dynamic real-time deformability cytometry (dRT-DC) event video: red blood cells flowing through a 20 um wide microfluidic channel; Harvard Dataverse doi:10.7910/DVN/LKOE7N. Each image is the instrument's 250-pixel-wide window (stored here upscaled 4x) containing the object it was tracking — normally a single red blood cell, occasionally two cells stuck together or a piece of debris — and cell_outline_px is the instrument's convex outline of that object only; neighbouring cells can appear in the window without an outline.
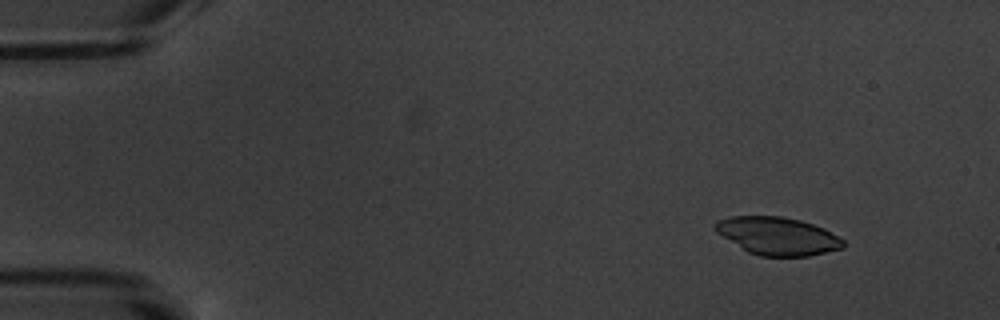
{"species": "common noctule bat (a hibernating species)", "species_latin": "Nyctalus noctula", "temperature_condition": "warm", "stored_images_in_passage": 6, "segment_of_instrument_passage": [1, 2], "camera_frame_rate_fps": 3000, "um_per_image_px": 0.085, "animal": {"sex": "male", "body_mass_g": 20.1, "forearm_length_mm": 53.5}, "frame": {"image": 1, "passage_image": 2, "time_ms": 1.333, "image_size_px": [1000, 320], "cell_outline_px": [[844, 248], [808, 256], [760, 256], [748, 252], [716, 232], [712, 228], [712, 224], [716, 220], [728, 216], [780, 216], [800, 220], [824, 228], [844, 240]], "centroid_in_image_um": [66.06, 20.05], "position_along_channel_um": 18.9, "area_um2": 28.32}}